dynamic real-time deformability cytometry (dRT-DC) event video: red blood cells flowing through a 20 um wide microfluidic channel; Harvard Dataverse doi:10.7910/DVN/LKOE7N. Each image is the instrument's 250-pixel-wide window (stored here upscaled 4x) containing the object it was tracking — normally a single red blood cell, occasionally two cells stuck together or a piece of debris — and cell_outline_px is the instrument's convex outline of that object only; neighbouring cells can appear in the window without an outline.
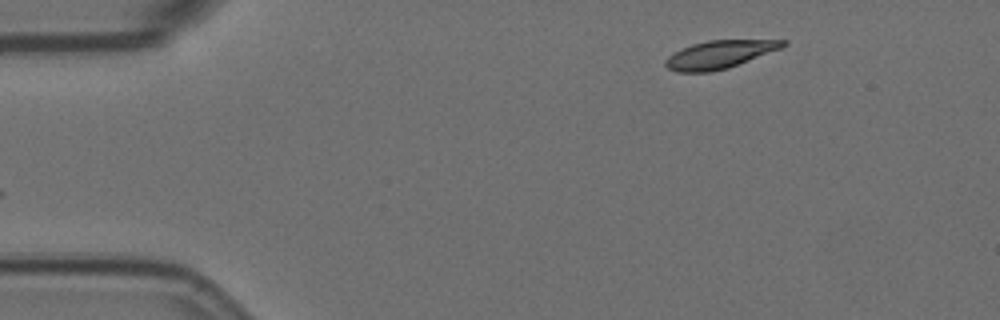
{"species": "Egyptian fruit bat (a non-hibernating species)", "species_latin": "Rousettus aegyptiacus", "temperature_condition": "room temperature", "stored_images_in_passage": 16, "camera_frame_rate_fps": 3000, "um_per_image_px": 0.085, "animal": {"sex": "female"}, "frame": {"image": 1, "passage_image": 1, "time_ms": 0.0, "image_size_px": [1000, 320], "cell_outline_px": [[788, 44], [780, 48], [728, 68], [708, 72], [676, 72], [668, 68], [664, 64], [664, 60], [668, 56], [680, 48], [692, 44], [708, 40], [788, 40]], "centroid_in_image_um": [61.11, 4.63], "position_along_channel_um": 23.9, "area_um2": 19.02}}
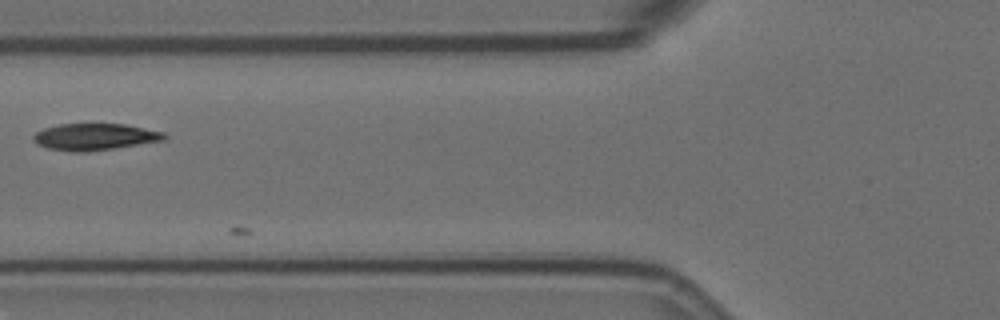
{"frame": {"image": 2, "passage_image": 15, "time_ms": 4.667, "image_size_px": [1000, 320], "cell_outline_px": [[168, 136], [164, 140], [116, 148], [88, 152], [68, 152], [48, 148], [36, 144], [32, 140], [32, 136], [36, 132], [44, 128], [60, 124], [124, 124], [164, 132]], "centroid_in_image_um": [8.02, 11.64], "position_along_channel_um": 117.8, "area_um2": 20.52}}